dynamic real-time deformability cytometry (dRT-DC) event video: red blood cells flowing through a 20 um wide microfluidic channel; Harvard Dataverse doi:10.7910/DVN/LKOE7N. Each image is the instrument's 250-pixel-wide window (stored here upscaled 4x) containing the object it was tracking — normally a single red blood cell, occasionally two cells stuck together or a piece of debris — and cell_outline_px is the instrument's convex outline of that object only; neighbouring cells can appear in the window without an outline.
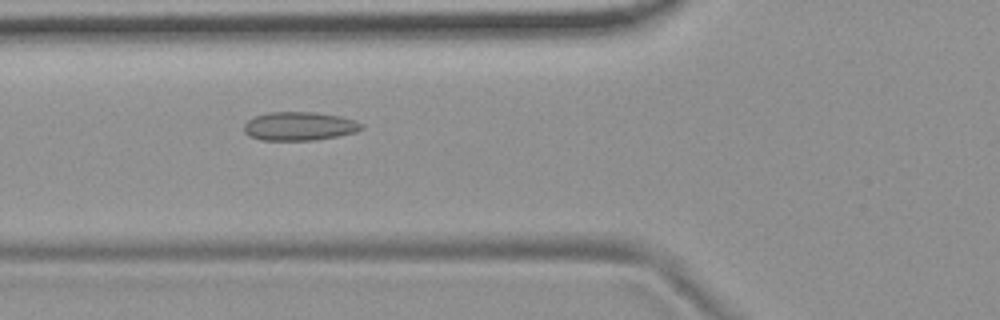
{"species": "common noctule bat (a hibernating species)", "species_latin": "Nyctalus noctula", "temperature_condition": "room temperature", "stored_images_in_passage": 13, "camera_frame_rate_fps": 3000, "um_per_image_px": 0.085, "animal": {"sex": "female", "body_mass_g": 19.9}, "frame": {"image": 1, "passage_image": 6, "time_ms": 1.667, "image_size_px": [1000, 320], "cell_outline_px": [[364, 128], [356, 132], [316, 140], [260, 140], [248, 136], [244, 132], [244, 124], [248, 120], [256, 116], [268, 112], [312, 112], [340, 116], [364, 124]], "centroid_in_image_um": [25.43, 10.73], "position_along_channel_um": 100.4, "area_um2": 19.59}}
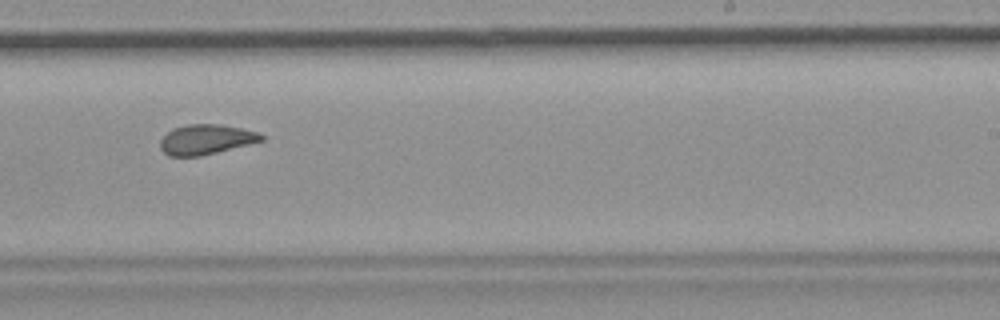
{"frame": {"image": 2, "passage_image": 10, "time_ms": 3.0, "image_size_px": [1000, 320], "cell_outline_px": [[264, 140], [200, 156], [168, 156], [160, 148], [160, 140], [172, 128], [188, 124], [220, 124], [240, 128], [256, 132], [264, 136]], "centroid_in_image_um": [17.47, 11.85], "position_along_channel_um": 271.5, "area_um2": 17.46}}
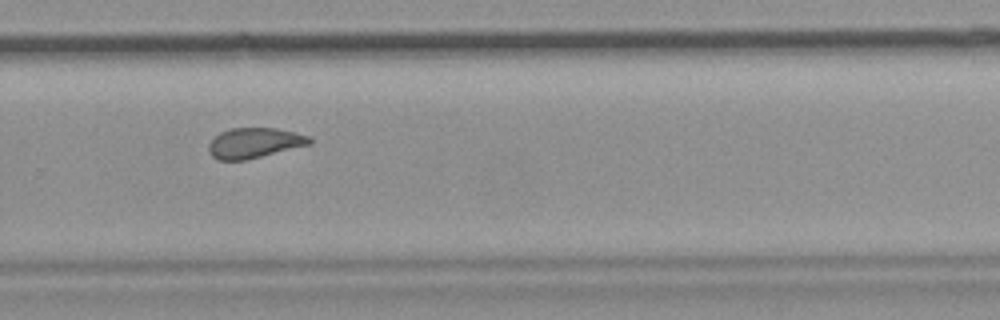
{"frame": {"image": 3, "passage_image": 11, "time_ms": 3.333, "image_size_px": [1000, 320], "cell_outline_px": [[312, 144], [248, 160], [216, 160], [208, 152], [208, 144], [220, 132], [232, 128], [276, 128], [296, 132], [308, 136], [312, 140]], "centroid_in_image_um": [21.63, 12.16], "position_along_channel_um": 308.2, "area_um2": 17.98}}